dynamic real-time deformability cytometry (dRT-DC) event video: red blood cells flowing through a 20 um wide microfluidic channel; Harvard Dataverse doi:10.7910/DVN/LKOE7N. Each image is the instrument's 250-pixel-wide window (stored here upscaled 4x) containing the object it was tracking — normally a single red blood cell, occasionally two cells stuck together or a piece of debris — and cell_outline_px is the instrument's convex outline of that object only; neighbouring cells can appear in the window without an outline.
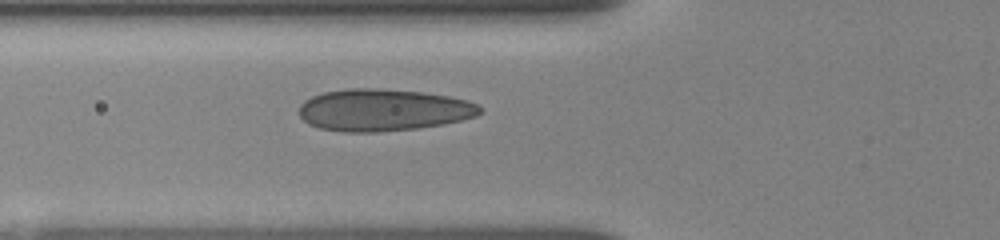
{"species": "human", "species_latin": "Homo sapiens", "temperature_condition": "room temperature", "stored_images_in_passage": 5, "camera_frame_rate_fps": 3000, "um_per_image_px": 0.085, "donor": {"sex": "female"}, "frame": {"image": 1, "passage_image": 3, "time_ms": 1.667, "image_size_px": [1000, 240], "cell_outline_px": [[484, 112], [476, 116], [460, 120], [440, 124], [416, 128], [376, 132], [344, 132], [320, 128], [308, 124], [300, 116], [300, 104], [304, 100], [312, 96], [324, 92], [348, 88], [376, 88], [424, 92], [448, 96], [468, 100], [476, 104]], "centroid_in_image_um": [32.56, 9.34], "position_along_channel_um": 93.2, "area_um2": 44.22}}
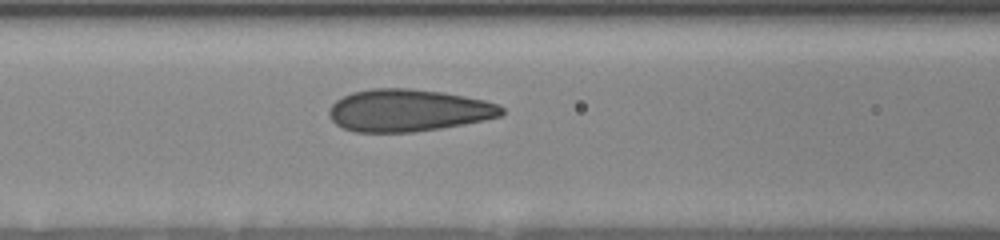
{"frame": {"image": 2, "passage_image": 5, "time_ms": 2.667, "image_size_px": [1000, 240], "cell_outline_px": [[504, 112], [500, 116], [484, 120], [464, 124], [440, 128], [412, 132], [356, 132], [344, 128], [336, 124], [328, 116], [328, 108], [336, 100], [352, 92], [372, 88], [412, 88], [440, 92], [464, 96], [484, 100], [500, 104], [504, 108]], "centroid_in_image_um": [34.69, 9.38], "position_along_channel_um": 131.9, "area_um2": 42.54}}